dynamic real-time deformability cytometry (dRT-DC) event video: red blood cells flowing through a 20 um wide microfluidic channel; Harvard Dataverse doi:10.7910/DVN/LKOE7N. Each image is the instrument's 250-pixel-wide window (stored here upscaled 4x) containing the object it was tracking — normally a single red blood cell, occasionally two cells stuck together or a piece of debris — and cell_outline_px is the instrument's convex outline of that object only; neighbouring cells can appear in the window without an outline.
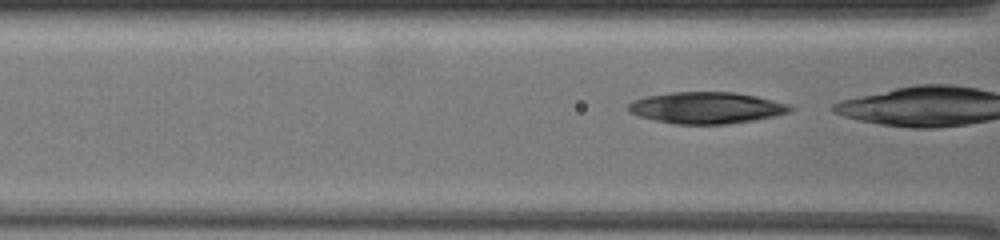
{"species": "common noctule bat (a hibernating species)", "species_latin": "Nyctalus noctula", "temperature_condition": "warm", "stored_images_in_passage": 20, "camera_frame_rate_fps": 3000, "um_per_image_px": 0.085, "animal": {"sex": "female", "body_mass_g": 19.5, "forearm_length_mm": 54.1}, "frame": {"image": 1, "passage_image": 18, "time_ms": 5.667, "image_size_px": [1000, 240], "cell_outline_px": [[792, 108], [788, 112], [772, 116], [752, 120], [728, 124], [676, 124], [656, 120], [640, 116], [628, 112], [628, 104], [632, 100], [648, 96], [672, 92], [736, 92], [756, 96], [788, 104]], "centroid_in_image_um": [60.0, 9.16], "position_along_channel_um": 106.6, "area_um2": 29.42}}